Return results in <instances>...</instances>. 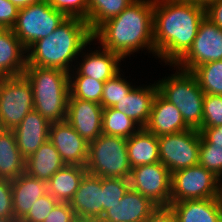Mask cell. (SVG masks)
<instances>
[{
	"label": "cell",
	"instance_id": "1",
	"mask_svg": "<svg viewBox=\"0 0 222 222\" xmlns=\"http://www.w3.org/2000/svg\"><path fill=\"white\" fill-rule=\"evenodd\" d=\"M205 7L183 0H154V47L165 65H175L191 48Z\"/></svg>",
	"mask_w": 222,
	"mask_h": 222
},
{
	"label": "cell",
	"instance_id": "2",
	"mask_svg": "<svg viewBox=\"0 0 222 222\" xmlns=\"http://www.w3.org/2000/svg\"><path fill=\"white\" fill-rule=\"evenodd\" d=\"M154 0H135L116 17L103 23L93 40L123 59L144 49L155 57ZM140 49V50H139Z\"/></svg>",
	"mask_w": 222,
	"mask_h": 222
},
{
	"label": "cell",
	"instance_id": "3",
	"mask_svg": "<svg viewBox=\"0 0 222 222\" xmlns=\"http://www.w3.org/2000/svg\"><path fill=\"white\" fill-rule=\"evenodd\" d=\"M93 41V33L85 20L67 17L47 37L27 48V65L57 68L69 73L76 67L72 65L75 58L77 61V56Z\"/></svg>",
	"mask_w": 222,
	"mask_h": 222
},
{
	"label": "cell",
	"instance_id": "4",
	"mask_svg": "<svg viewBox=\"0 0 222 222\" xmlns=\"http://www.w3.org/2000/svg\"><path fill=\"white\" fill-rule=\"evenodd\" d=\"M23 75L31 84L34 110L50 123L65 121L69 93V73L48 67L27 65Z\"/></svg>",
	"mask_w": 222,
	"mask_h": 222
},
{
	"label": "cell",
	"instance_id": "5",
	"mask_svg": "<svg viewBox=\"0 0 222 222\" xmlns=\"http://www.w3.org/2000/svg\"><path fill=\"white\" fill-rule=\"evenodd\" d=\"M170 66L178 71L158 80V92L179 109L190 129L199 130L202 126L205 93L192 72L177 68L175 65Z\"/></svg>",
	"mask_w": 222,
	"mask_h": 222
},
{
	"label": "cell",
	"instance_id": "6",
	"mask_svg": "<svg viewBox=\"0 0 222 222\" xmlns=\"http://www.w3.org/2000/svg\"><path fill=\"white\" fill-rule=\"evenodd\" d=\"M86 170L101 178L129 179L131 166L128 159L127 139L102 133L90 142Z\"/></svg>",
	"mask_w": 222,
	"mask_h": 222
},
{
	"label": "cell",
	"instance_id": "7",
	"mask_svg": "<svg viewBox=\"0 0 222 222\" xmlns=\"http://www.w3.org/2000/svg\"><path fill=\"white\" fill-rule=\"evenodd\" d=\"M66 18L63 13L44 0L20 9L11 29L27 49L35 41L47 37Z\"/></svg>",
	"mask_w": 222,
	"mask_h": 222
},
{
	"label": "cell",
	"instance_id": "8",
	"mask_svg": "<svg viewBox=\"0 0 222 222\" xmlns=\"http://www.w3.org/2000/svg\"><path fill=\"white\" fill-rule=\"evenodd\" d=\"M221 195L222 181L199 164L172 173L170 203Z\"/></svg>",
	"mask_w": 222,
	"mask_h": 222
},
{
	"label": "cell",
	"instance_id": "9",
	"mask_svg": "<svg viewBox=\"0 0 222 222\" xmlns=\"http://www.w3.org/2000/svg\"><path fill=\"white\" fill-rule=\"evenodd\" d=\"M34 109L31 84L24 75L0 78V125L13 130Z\"/></svg>",
	"mask_w": 222,
	"mask_h": 222
},
{
	"label": "cell",
	"instance_id": "10",
	"mask_svg": "<svg viewBox=\"0 0 222 222\" xmlns=\"http://www.w3.org/2000/svg\"><path fill=\"white\" fill-rule=\"evenodd\" d=\"M160 162L172 173L199 163L201 134L188 129L157 137Z\"/></svg>",
	"mask_w": 222,
	"mask_h": 222
},
{
	"label": "cell",
	"instance_id": "11",
	"mask_svg": "<svg viewBox=\"0 0 222 222\" xmlns=\"http://www.w3.org/2000/svg\"><path fill=\"white\" fill-rule=\"evenodd\" d=\"M130 188L149 198L157 206H169L172 174L161 162L131 169Z\"/></svg>",
	"mask_w": 222,
	"mask_h": 222
},
{
	"label": "cell",
	"instance_id": "12",
	"mask_svg": "<svg viewBox=\"0 0 222 222\" xmlns=\"http://www.w3.org/2000/svg\"><path fill=\"white\" fill-rule=\"evenodd\" d=\"M219 60H222V29L205 16L191 48L175 66L192 72L202 64Z\"/></svg>",
	"mask_w": 222,
	"mask_h": 222
},
{
	"label": "cell",
	"instance_id": "13",
	"mask_svg": "<svg viewBox=\"0 0 222 222\" xmlns=\"http://www.w3.org/2000/svg\"><path fill=\"white\" fill-rule=\"evenodd\" d=\"M49 140L66 165L86 167L89 143L66 120L50 124Z\"/></svg>",
	"mask_w": 222,
	"mask_h": 222
},
{
	"label": "cell",
	"instance_id": "14",
	"mask_svg": "<svg viewBox=\"0 0 222 222\" xmlns=\"http://www.w3.org/2000/svg\"><path fill=\"white\" fill-rule=\"evenodd\" d=\"M66 121L90 143L102 134L103 107L96 102L69 98Z\"/></svg>",
	"mask_w": 222,
	"mask_h": 222
},
{
	"label": "cell",
	"instance_id": "15",
	"mask_svg": "<svg viewBox=\"0 0 222 222\" xmlns=\"http://www.w3.org/2000/svg\"><path fill=\"white\" fill-rule=\"evenodd\" d=\"M70 204L78 221L100 220L103 216L102 178L86 172Z\"/></svg>",
	"mask_w": 222,
	"mask_h": 222
},
{
	"label": "cell",
	"instance_id": "16",
	"mask_svg": "<svg viewBox=\"0 0 222 222\" xmlns=\"http://www.w3.org/2000/svg\"><path fill=\"white\" fill-rule=\"evenodd\" d=\"M158 206L149 198L129 188L120 202L111 206L101 222H145Z\"/></svg>",
	"mask_w": 222,
	"mask_h": 222
},
{
	"label": "cell",
	"instance_id": "17",
	"mask_svg": "<svg viewBox=\"0 0 222 222\" xmlns=\"http://www.w3.org/2000/svg\"><path fill=\"white\" fill-rule=\"evenodd\" d=\"M98 48L100 49H96L90 53L83 52L82 50L81 53H83V56L81 57L83 59L79 65L76 64L77 68L75 67V69L69 72V76H88L95 80L106 82L120 72V63L121 60L123 61V58L99 46Z\"/></svg>",
	"mask_w": 222,
	"mask_h": 222
},
{
	"label": "cell",
	"instance_id": "18",
	"mask_svg": "<svg viewBox=\"0 0 222 222\" xmlns=\"http://www.w3.org/2000/svg\"><path fill=\"white\" fill-rule=\"evenodd\" d=\"M50 124L38 111L33 109L13 129L17 147L25 159L34 154L49 139Z\"/></svg>",
	"mask_w": 222,
	"mask_h": 222
},
{
	"label": "cell",
	"instance_id": "19",
	"mask_svg": "<svg viewBox=\"0 0 222 222\" xmlns=\"http://www.w3.org/2000/svg\"><path fill=\"white\" fill-rule=\"evenodd\" d=\"M144 128L157 137L190 129L179 109L159 92L153 100L149 120Z\"/></svg>",
	"mask_w": 222,
	"mask_h": 222
},
{
	"label": "cell",
	"instance_id": "20",
	"mask_svg": "<svg viewBox=\"0 0 222 222\" xmlns=\"http://www.w3.org/2000/svg\"><path fill=\"white\" fill-rule=\"evenodd\" d=\"M157 93V82L145 87H134L113 108L126 114L141 128H144L149 120L153 100Z\"/></svg>",
	"mask_w": 222,
	"mask_h": 222
},
{
	"label": "cell",
	"instance_id": "21",
	"mask_svg": "<svg viewBox=\"0 0 222 222\" xmlns=\"http://www.w3.org/2000/svg\"><path fill=\"white\" fill-rule=\"evenodd\" d=\"M27 66V49L12 29L0 28V78L23 75Z\"/></svg>",
	"mask_w": 222,
	"mask_h": 222
},
{
	"label": "cell",
	"instance_id": "22",
	"mask_svg": "<svg viewBox=\"0 0 222 222\" xmlns=\"http://www.w3.org/2000/svg\"><path fill=\"white\" fill-rule=\"evenodd\" d=\"M14 218L21 220L43 195L48 193L47 182L24 172L11 181Z\"/></svg>",
	"mask_w": 222,
	"mask_h": 222
},
{
	"label": "cell",
	"instance_id": "23",
	"mask_svg": "<svg viewBox=\"0 0 222 222\" xmlns=\"http://www.w3.org/2000/svg\"><path fill=\"white\" fill-rule=\"evenodd\" d=\"M177 222H221L220 197L170 203Z\"/></svg>",
	"mask_w": 222,
	"mask_h": 222
},
{
	"label": "cell",
	"instance_id": "24",
	"mask_svg": "<svg viewBox=\"0 0 222 222\" xmlns=\"http://www.w3.org/2000/svg\"><path fill=\"white\" fill-rule=\"evenodd\" d=\"M65 165L59 152L48 139L26 159L25 172L34 178L47 182Z\"/></svg>",
	"mask_w": 222,
	"mask_h": 222
},
{
	"label": "cell",
	"instance_id": "25",
	"mask_svg": "<svg viewBox=\"0 0 222 222\" xmlns=\"http://www.w3.org/2000/svg\"><path fill=\"white\" fill-rule=\"evenodd\" d=\"M127 152L131 169L160 162L157 136L145 128H140L127 139Z\"/></svg>",
	"mask_w": 222,
	"mask_h": 222
},
{
	"label": "cell",
	"instance_id": "26",
	"mask_svg": "<svg viewBox=\"0 0 222 222\" xmlns=\"http://www.w3.org/2000/svg\"><path fill=\"white\" fill-rule=\"evenodd\" d=\"M26 159L17 147L13 130L0 132V179L15 180L25 172Z\"/></svg>",
	"mask_w": 222,
	"mask_h": 222
},
{
	"label": "cell",
	"instance_id": "27",
	"mask_svg": "<svg viewBox=\"0 0 222 222\" xmlns=\"http://www.w3.org/2000/svg\"><path fill=\"white\" fill-rule=\"evenodd\" d=\"M86 172L84 166L65 165L47 181L48 193L58 202L70 203Z\"/></svg>",
	"mask_w": 222,
	"mask_h": 222
},
{
	"label": "cell",
	"instance_id": "28",
	"mask_svg": "<svg viewBox=\"0 0 222 222\" xmlns=\"http://www.w3.org/2000/svg\"><path fill=\"white\" fill-rule=\"evenodd\" d=\"M135 0H88L87 24L94 33L103 23L119 15Z\"/></svg>",
	"mask_w": 222,
	"mask_h": 222
},
{
	"label": "cell",
	"instance_id": "29",
	"mask_svg": "<svg viewBox=\"0 0 222 222\" xmlns=\"http://www.w3.org/2000/svg\"><path fill=\"white\" fill-rule=\"evenodd\" d=\"M141 127L119 110L111 108L103 109L102 133L128 139Z\"/></svg>",
	"mask_w": 222,
	"mask_h": 222
},
{
	"label": "cell",
	"instance_id": "30",
	"mask_svg": "<svg viewBox=\"0 0 222 222\" xmlns=\"http://www.w3.org/2000/svg\"><path fill=\"white\" fill-rule=\"evenodd\" d=\"M192 73L205 94L222 96V60L202 64Z\"/></svg>",
	"mask_w": 222,
	"mask_h": 222
},
{
	"label": "cell",
	"instance_id": "31",
	"mask_svg": "<svg viewBox=\"0 0 222 222\" xmlns=\"http://www.w3.org/2000/svg\"><path fill=\"white\" fill-rule=\"evenodd\" d=\"M104 82L88 76H69V98L101 103Z\"/></svg>",
	"mask_w": 222,
	"mask_h": 222
},
{
	"label": "cell",
	"instance_id": "32",
	"mask_svg": "<svg viewBox=\"0 0 222 222\" xmlns=\"http://www.w3.org/2000/svg\"><path fill=\"white\" fill-rule=\"evenodd\" d=\"M120 73L118 72L115 76L104 82L100 103L103 109L114 107L135 87L127 79L123 78L124 75Z\"/></svg>",
	"mask_w": 222,
	"mask_h": 222
},
{
	"label": "cell",
	"instance_id": "33",
	"mask_svg": "<svg viewBox=\"0 0 222 222\" xmlns=\"http://www.w3.org/2000/svg\"><path fill=\"white\" fill-rule=\"evenodd\" d=\"M198 164L222 181V145L210 144L201 136Z\"/></svg>",
	"mask_w": 222,
	"mask_h": 222
},
{
	"label": "cell",
	"instance_id": "34",
	"mask_svg": "<svg viewBox=\"0 0 222 222\" xmlns=\"http://www.w3.org/2000/svg\"><path fill=\"white\" fill-rule=\"evenodd\" d=\"M130 188L129 179L123 178H102L103 191V215L104 213L120 202L122 197Z\"/></svg>",
	"mask_w": 222,
	"mask_h": 222
},
{
	"label": "cell",
	"instance_id": "35",
	"mask_svg": "<svg viewBox=\"0 0 222 222\" xmlns=\"http://www.w3.org/2000/svg\"><path fill=\"white\" fill-rule=\"evenodd\" d=\"M221 125L222 96L204 94L202 126L198 131L200 132L203 128H212Z\"/></svg>",
	"mask_w": 222,
	"mask_h": 222
},
{
	"label": "cell",
	"instance_id": "36",
	"mask_svg": "<svg viewBox=\"0 0 222 222\" xmlns=\"http://www.w3.org/2000/svg\"><path fill=\"white\" fill-rule=\"evenodd\" d=\"M48 3L66 17L88 20V0H47Z\"/></svg>",
	"mask_w": 222,
	"mask_h": 222
},
{
	"label": "cell",
	"instance_id": "37",
	"mask_svg": "<svg viewBox=\"0 0 222 222\" xmlns=\"http://www.w3.org/2000/svg\"><path fill=\"white\" fill-rule=\"evenodd\" d=\"M58 201L49 193L41 196L19 222H44Z\"/></svg>",
	"mask_w": 222,
	"mask_h": 222
},
{
	"label": "cell",
	"instance_id": "38",
	"mask_svg": "<svg viewBox=\"0 0 222 222\" xmlns=\"http://www.w3.org/2000/svg\"><path fill=\"white\" fill-rule=\"evenodd\" d=\"M0 217L14 218L11 181L0 179Z\"/></svg>",
	"mask_w": 222,
	"mask_h": 222
},
{
	"label": "cell",
	"instance_id": "39",
	"mask_svg": "<svg viewBox=\"0 0 222 222\" xmlns=\"http://www.w3.org/2000/svg\"><path fill=\"white\" fill-rule=\"evenodd\" d=\"M44 222H79L70 203L58 202Z\"/></svg>",
	"mask_w": 222,
	"mask_h": 222
},
{
	"label": "cell",
	"instance_id": "40",
	"mask_svg": "<svg viewBox=\"0 0 222 222\" xmlns=\"http://www.w3.org/2000/svg\"><path fill=\"white\" fill-rule=\"evenodd\" d=\"M18 11L9 0H0V28L11 29L16 22Z\"/></svg>",
	"mask_w": 222,
	"mask_h": 222
},
{
	"label": "cell",
	"instance_id": "41",
	"mask_svg": "<svg viewBox=\"0 0 222 222\" xmlns=\"http://www.w3.org/2000/svg\"><path fill=\"white\" fill-rule=\"evenodd\" d=\"M145 222H177L170 206H158Z\"/></svg>",
	"mask_w": 222,
	"mask_h": 222
},
{
	"label": "cell",
	"instance_id": "42",
	"mask_svg": "<svg viewBox=\"0 0 222 222\" xmlns=\"http://www.w3.org/2000/svg\"><path fill=\"white\" fill-rule=\"evenodd\" d=\"M205 10L206 17L222 29V0L210 3Z\"/></svg>",
	"mask_w": 222,
	"mask_h": 222
},
{
	"label": "cell",
	"instance_id": "43",
	"mask_svg": "<svg viewBox=\"0 0 222 222\" xmlns=\"http://www.w3.org/2000/svg\"><path fill=\"white\" fill-rule=\"evenodd\" d=\"M200 134L208 143L222 145V125L212 128H203Z\"/></svg>",
	"mask_w": 222,
	"mask_h": 222
},
{
	"label": "cell",
	"instance_id": "44",
	"mask_svg": "<svg viewBox=\"0 0 222 222\" xmlns=\"http://www.w3.org/2000/svg\"><path fill=\"white\" fill-rule=\"evenodd\" d=\"M9 1L20 10L30 6L31 4L39 3L44 0H9Z\"/></svg>",
	"mask_w": 222,
	"mask_h": 222
},
{
	"label": "cell",
	"instance_id": "45",
	"mask_svg": "<svg viewBox=\"0 0 222 222\" xmlns=\"http://www.w3.org/2000/svg\"><path fill=\"white\" fill-rule=\"evenodd\" d=\"M183 1L190 2L193 4H197V5H201L206 8L210 3L217 1V0H183Z\"/></svg>",
	"mask_w": 222,
	"mask_h": 222
},
{
	"label": "cell",
	"instance_id": "46",
	"mask_svg": "<svg viewBox=\"0 0 222 222\" xmlns=\"http://www.w3.org/2000/svg\"><path fill=\"white\" fill-rule=\"evenodd\" d=\"M0 222H19V220L15 218H2L0 217Z\"/></svg>",
	"mask_w": 222,
	"mask_h": 222
},
{
	"label": "cell",
	"instance_id": "47",
	"mask_svg": "<svg viewBox=\"0 0 222 222\" xmlns=\"http://www.w3.org/2000/svg\"><path fill=\"white\" fill-rule=\"evenodd\" d=\"M221 222H222V195L220 197Z\"/></svg>",
	"mask_w": 222,
	"mask_h": 222
}]
</instances>
